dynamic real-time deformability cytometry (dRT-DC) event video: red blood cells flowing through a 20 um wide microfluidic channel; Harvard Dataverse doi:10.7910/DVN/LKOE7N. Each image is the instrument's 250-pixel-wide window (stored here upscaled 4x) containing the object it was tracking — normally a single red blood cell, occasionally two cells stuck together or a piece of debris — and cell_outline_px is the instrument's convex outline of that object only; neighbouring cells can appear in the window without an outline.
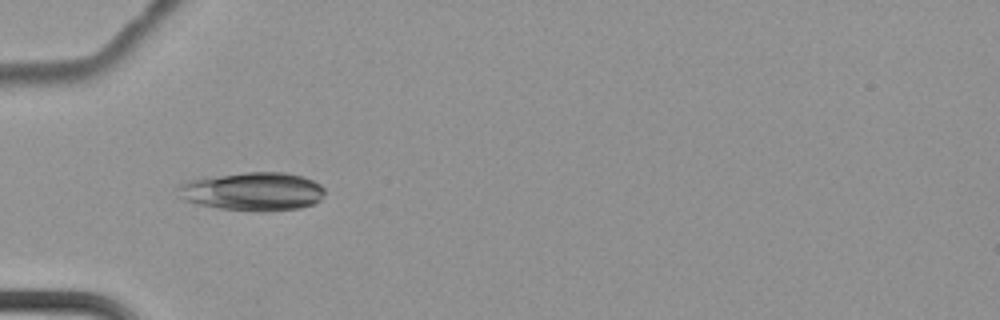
{"species": "common noctule bat (a hibernating species)", "species_latin": "Nyctalus noctula", "temperature_condition": "cold", "stored_images_in_passage": 6, "camera_frame_rate_fps": 3000, "um_per_image_px": 0.085, "animal": {"sex": "female", "body_mass_g": 22.7, "forearm_length_mm": 54.2}, "frame": {"image": 1, "passage_image": 4, "time_ms": 1.0, "image_size_px": [1000, 320], "cell_outline_px": [[324, 192], [320, 200], [312, 204], [300, 208], [264, 212], [260, 212], [220, 208], [200, 204], [184, 200], [180, 196], [176, 188], [180, 184], [188, 180], [204, 176], [244, 172], [284, 172], [304, 176], [320, 184], [324, 188]], "centroid_in_image_um": [21.47, 16.26], "position_along_channel_um": 63.5, "area_um2": 33.23}}
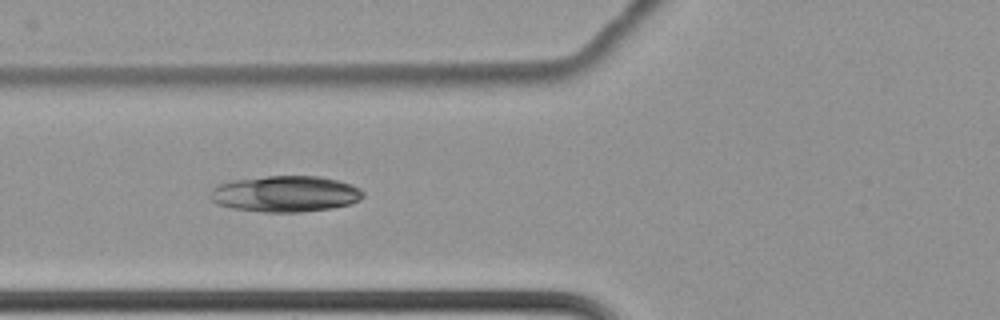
{"frame": {"image": 2, "passage_image": 5, "time_ms": 1.333, "image_size_px": [1000, 320], "cell_outline_px": [[364, 196], [360, 200], [348, 204], [332, 208], [300, 212], [264, 212], [232, 208], [216, 204], [208, 196], [212, 188], [220, 184], [232, 180], [268, 176], [320, 176], [352, 184], [360, 188], [364, 192]], "centroid_in_image_um": [24.25, 16.48], "position_along_channel_um": 101.5, "area_um2": 32.31}}
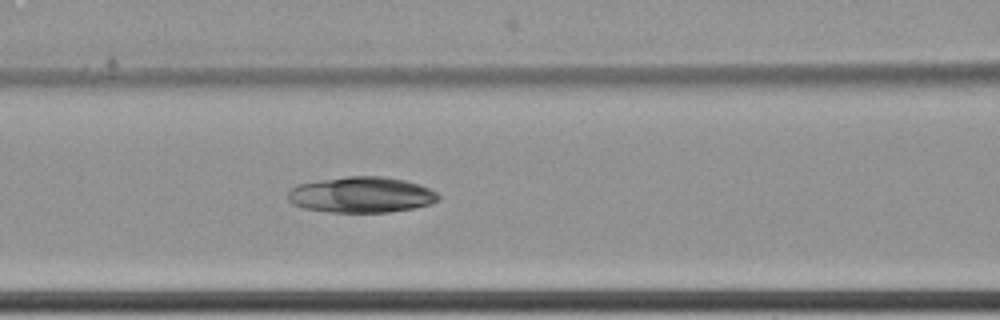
{"frame": {"image": 3, "passage_image": 6, "time_ms": 1.667, "image_size_px": [1000, 320], "cell_outline_px": [[440, 200], [432, 204], [412, 208], [388, 212], [332, 212], [304, 208], [292, 204], [288, 200], [288, 192], [296, 184], [316, 180], [344, 176], [384, 176], [404, 180], [428, 188], [436, 192], [440, 196]], "centroid_in_image_um": [30.69, 16.55], "position_along_channel_um": 135.9, "area_um2": 31.56}}